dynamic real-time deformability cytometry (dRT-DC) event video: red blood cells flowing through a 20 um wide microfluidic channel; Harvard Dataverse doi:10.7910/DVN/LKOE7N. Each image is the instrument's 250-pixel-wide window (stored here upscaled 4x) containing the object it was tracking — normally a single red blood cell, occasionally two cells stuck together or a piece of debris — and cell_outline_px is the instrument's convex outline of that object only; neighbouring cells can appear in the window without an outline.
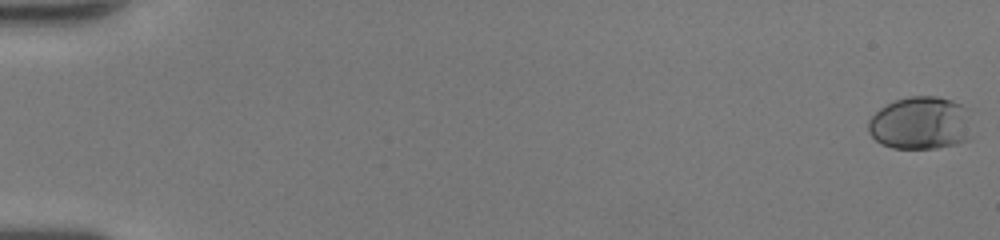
{"species": "human", "species_latin": "Homo sapiens", "temperature_condition": "room temperature", "stored_images_in_passage": 51, "camera_frame_rate_fps": 3000, "um_per_image_px": 0.085, "donor": {"sex": "female"}, "frame": {"image": 1, "passage_image": 1, "time_ms": 0.0, "image_size_px": [1000, 240], "cell_outline_px": [[968, 140], [956, 144], [936, 148], [892, 148], [880, 144], [868, 132], [868, 120], [880, 108], [896, 100], [908, 96], [936, 96], [952, 100], [968, 108]], "centroid_in_image_um": [78.21, 10.46], "position_along_channel_um": 6.8, "area_um2": 31.91}}
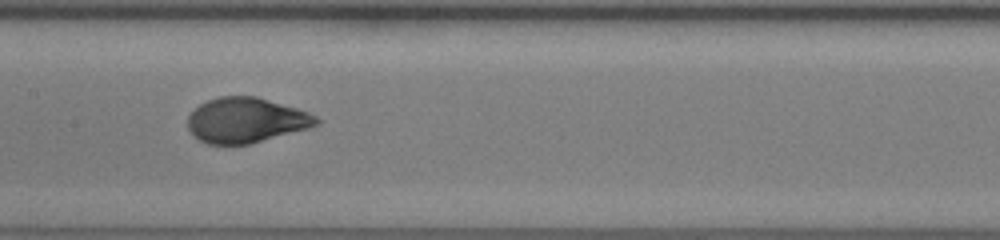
{"frame": {"image": 2, "passage_image": 28, "time_ms": 9.0, "image_size_px": [1000, 240], "cell_outline_px": [[320, 124], [308, 128], [248, 144], [208, 144], [192, 136], [188, 128], [188, 116], [200, 104], [208, 100], [220, 96], [256, 96], [296, 108], [308, 112], [316, 116], [320, 120]], "centroid_in_image_um": [20.9, 10.22], "position_along_channel_um": 186.5, "area_um2": 33.58}}
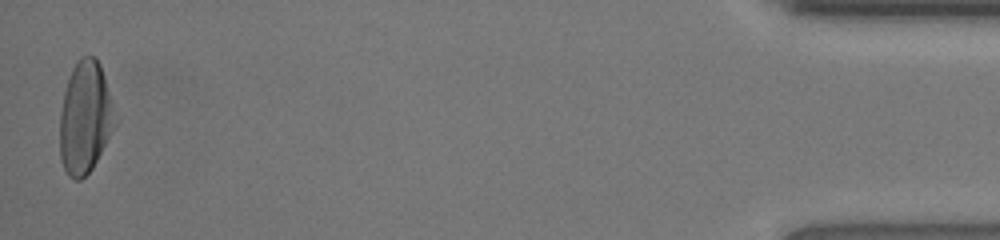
{"frame": {"image": 3, "passage_image": 51, "time_ms": 16.667, "image_size_px": [1000, 240], "cell_outline_px": [[116, 124], [92, 168], [80, 180], [76, 180], [68, 176], [60, 160], [60, 112], [64, 92], [68, 76], [76, 60], [80, 56], [96, 56], [100, 64], [104, 76]], "centroid_in_image_um": [7.19, 9.98], "position_along_channel_um": 428.0, "area_um2": 35.72}, "authors_computed_cell_mechanics": {"area_um2": 33.4662, "velocity_mm_per_s": 4.2801, "shape_relaxation_time_tau1_ms": 3.1977, "shape_relaxation_time_tau2_ms": null, "deformation_change_tau1": 0.2028, "deformation_change_tau2": null}}